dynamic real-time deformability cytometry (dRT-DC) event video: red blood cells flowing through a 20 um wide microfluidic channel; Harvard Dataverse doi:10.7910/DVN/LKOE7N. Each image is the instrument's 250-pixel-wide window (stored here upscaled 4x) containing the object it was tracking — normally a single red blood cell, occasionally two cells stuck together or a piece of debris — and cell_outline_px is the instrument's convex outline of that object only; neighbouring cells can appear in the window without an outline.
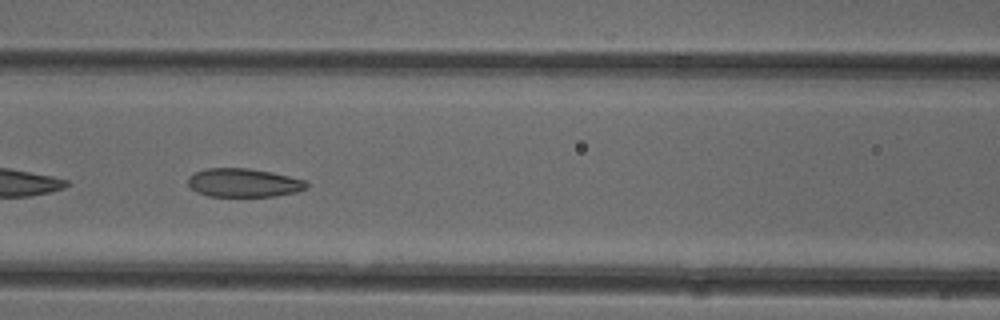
{"species": "common noctule bat (a hibernating species)", "species_latin": "Nyctalus noctula", "temperature_condition": "cold", "stored_images_in_passage": 48, "camera_frame_rate_fps": 3000, "um_per_image_px": 0.085, "animal": {"sex": "female"}, "frame": {"image": 1, "passage_image": 21, "time_ms": 6.667, "image_size_px": [1000, 320], "cell_outline_px": [[308, 188], [296, 192], [276, 196], [208, 196], [196, 192], [188, 184], [188, 176], [196, 172], [208, 168], [248, 168], [272, 172], [304, 180], [308, 184]], "centroid_in_image_um": [20.71, 15.53], "position_along_channel_um": 145.9, "area_um2": 19.71}, "authors_computed_cell_mechanics": {"area_um2": 21.2126, "velocity_mm_per_s": 3.9714, "shape_relaxation_time_tau1_ms": 9.1822, "shape_relaxation_time_tau2_ms": 2.0279, "deformation_change_tau1": 0.1608, "deformation_change_tau2": 0.0841}}